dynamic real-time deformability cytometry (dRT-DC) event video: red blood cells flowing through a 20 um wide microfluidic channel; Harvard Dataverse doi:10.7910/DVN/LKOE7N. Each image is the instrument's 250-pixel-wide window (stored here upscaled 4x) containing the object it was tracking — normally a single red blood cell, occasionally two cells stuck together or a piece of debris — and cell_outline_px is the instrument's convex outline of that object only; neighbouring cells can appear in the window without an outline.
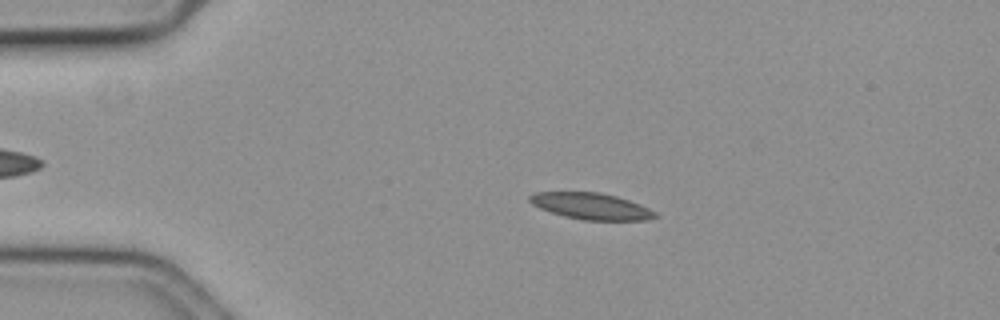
{"species": "common noctule bat (a hibernating species)", "species_latin": "Nyctalus noctula", "temperature_condition": "cold", "stored_images_in_passage": 58, "camera_frame_rate_fps": 3000, "um_per_image_px": 0.085, "animal": {"sex": "female", "body_mass_g": 19.3, "forearm_length_mm": 54.1}, "frame": {"image": 1, "passage_image": 12, "time_ms": 3.667, "image_size_px": [1000, 320], "cell_outline_px": [[660, 216], [648, 220], [580, 220], [564, 216], [540, 208], [532, 204], [528, 200], [528, 196], [532, 192], [600, 192], [616, 196], [640, 204], [656, 212]], "centroid_in_image_um": [50.25, 17.52], "position_along_channel_um": 34.8, "area_um2": 19.42}}
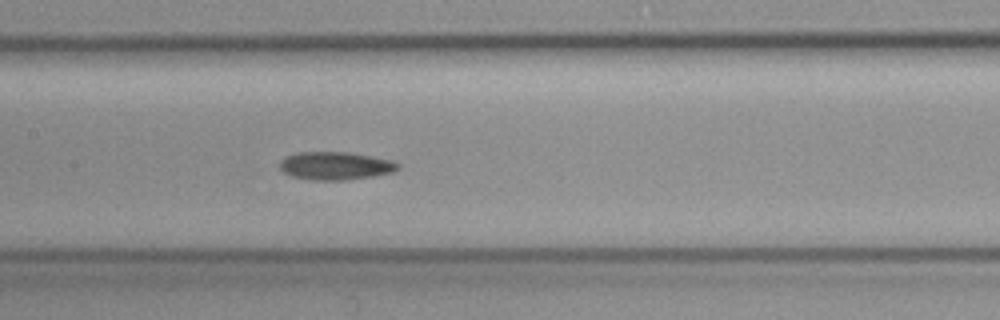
{"frame": {"image": 2, "passage_image": 28, "time_ms": 9.0, "image_size_px": [1000, 320], "cell_outline_px": [[400, 168], [396, 172], [372, 176], [344, 180], [308, 180], [292, 176], [284, 172], [280, 168], [280, 160], [288, 156], [300, 152], [344, 152], [396, 160], [400, 164]], "centroid_in_image_um": [28.57, 14.1], "position_along_channel_um": 178.8, "area_um2": 19.36}}
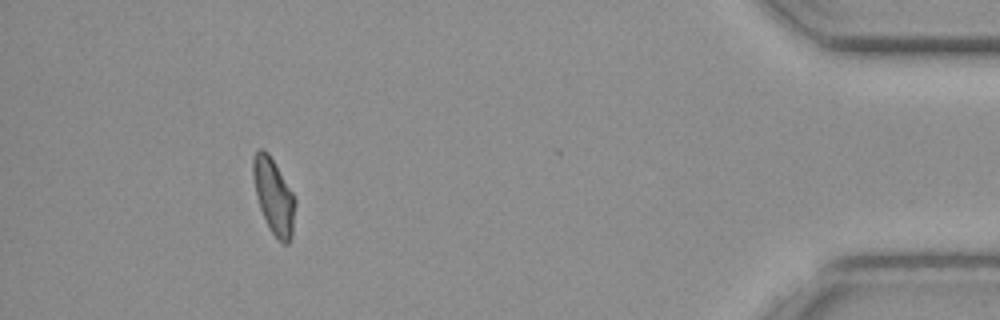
{"frame": {"image": 3, "passage_image": 53, "time_ms": 17.333, "image_size_px": [1000, 320], "cell_outline_px": [[296, 204], [292, 236], [288, 244], [284, 244], [272, 232], [260, 208], [256, 196], [252, 172], [252, 160], [256, 152], [260, 148], [264, 148], [268, 152], [292, 192], [296, 200]], "centroid_in_image_um": [23.27, 16.66], "position_along_channel_um": 411.9, "area_um2": 18.26}, "authors_computed_cell_mechanics": {"area_um2": 19.1896, "velocity_mm_per_s": 3.5576, "shape_relaxation_time_tau1_ms": 6.5676, "shape_relaxation_time_tau2_ms": 2.8479, "deformation_change_tau1": 0.1427, "deformation_change_tau2": 0.0849}}